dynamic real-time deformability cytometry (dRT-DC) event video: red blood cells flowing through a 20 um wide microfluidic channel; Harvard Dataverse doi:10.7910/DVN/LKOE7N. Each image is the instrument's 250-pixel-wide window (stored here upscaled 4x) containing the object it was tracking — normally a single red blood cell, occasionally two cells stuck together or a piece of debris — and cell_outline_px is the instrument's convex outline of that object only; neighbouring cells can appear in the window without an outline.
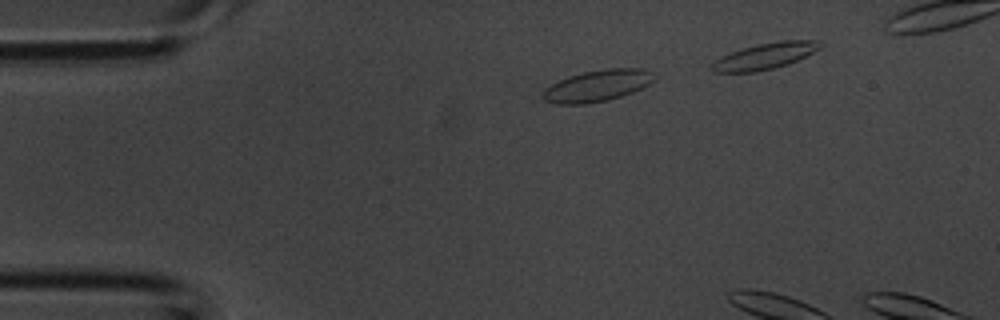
{"species": "common noctule bat (a hibernating species)", "species_latin": "Nyctalus noctula", "temperature_condition": "room temperature", "stored_images_in_passage": 3, "camera_frame_rate_fps": 3000, "um_per_image_px": 0.085, "animal": {"sex": "male", "body_mass_g": 20.1, "forearm_length_mm": 53.5}, "frame": {"image": 1, "passage_image": 2, "time_ms": 0.333, "image_size_px": [1000, 320], "cell_outline_px": [[656, 80], [632, 92], [608, 100], [584, 104], [556, 104], [544, 100], [540, 96], [540, 92], [544, 88], [560, 80], [584, 72], [608, 68], [644, 68], [652, 72], [656, 76]], "centroid_in_image_um": [50.76, 7.29], "position_along_channel_um": 34.2, "area_um2": 20.46}}